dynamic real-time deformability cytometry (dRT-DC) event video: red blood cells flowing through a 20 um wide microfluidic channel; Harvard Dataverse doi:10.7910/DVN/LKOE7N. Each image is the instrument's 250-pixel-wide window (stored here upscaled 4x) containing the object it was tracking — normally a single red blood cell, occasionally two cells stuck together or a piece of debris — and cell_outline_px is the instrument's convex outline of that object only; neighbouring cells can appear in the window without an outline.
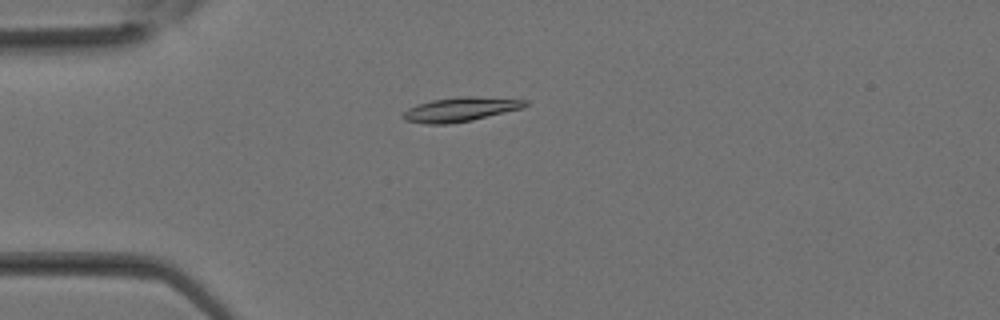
{"species": "Egyptian fruit bat (a non-hibernating species)", "species_latin": "Rousettus aegyptiacus", "temperature_condition": "room temperature", "stored_images_in_passage": 26, "camera_frame_rate_fps": 3000, "um_per_image_px": 0.085, "animal": {"sex": "female"}, "frame": {"image": 1, "passage_image": 1, "time_ms": 0.0, "image_size_px": [1000, 320], "cell_outline_px": [[528, 104], [524, 108], [472, 120], [448, 124], [428, 124], [404, 120], [400, 116], [408, 108], [432, 100], [460, 96], [476, 96], [528, 100]], "centroid_in_image_um": [39.16, 9.29], "position_along_channel_um": 45.8, "area_um2": 17.28}}
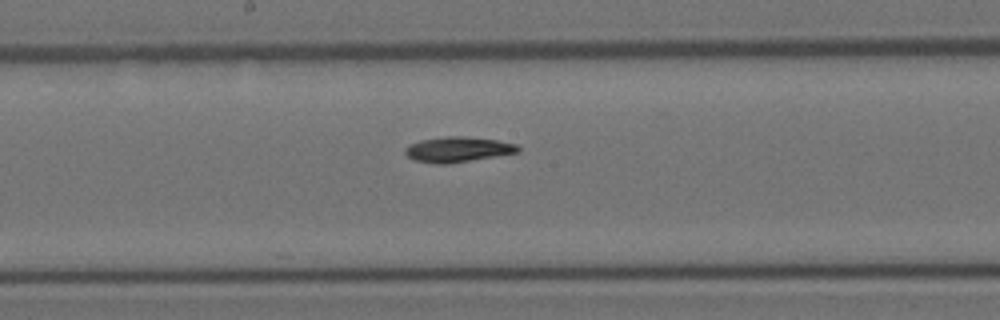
{"frame": {"image": 2, "passage_image": 10, "time_ms": 3.0, "image_size_px": [1000, 320], "cell_outline_px": [[520, 152], [448, 164], [436, 164], [416, 160], [408, 156], [404, 152], [404, 148], [420, 140], [448, 136], [464, 136], [496, 140], [516, 144], [520, 148]], "centroid_in_image_um": [38.93, 12.7], "position_along_channel_um": 209.3, "area_um2": 16.47}}
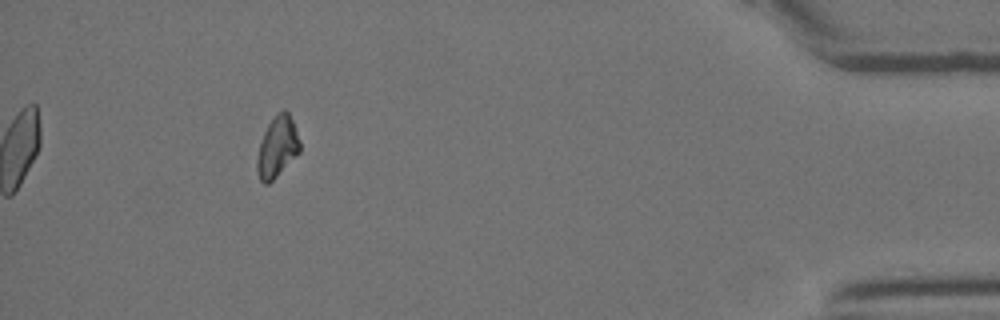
{"frame": {"image": 3, "passage_image": 23, "time_ms": 7.333, "image_size_px": [1000, 320], "cell_outline_px": [[300, 152], [268, 184], [264, 184], [260, 180], [256, 168], [256, 160], [260, 140], [268, 124], [284, 108], [288, 112], [292, 120], [300, 140]], "centroid_in_image_um": [23.56, 12.5], "position_along_channel_um": 411.6, "area_um2": 15.03}}